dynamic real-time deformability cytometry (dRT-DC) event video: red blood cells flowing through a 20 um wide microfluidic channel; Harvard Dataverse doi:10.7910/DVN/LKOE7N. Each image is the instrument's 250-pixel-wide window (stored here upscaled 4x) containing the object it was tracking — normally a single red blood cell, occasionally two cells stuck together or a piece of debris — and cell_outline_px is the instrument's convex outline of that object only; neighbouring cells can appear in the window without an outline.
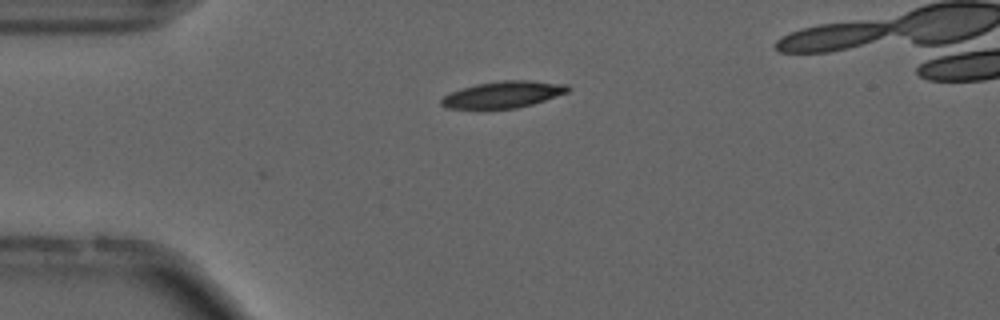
{"species": "common noctule bat (a hibernating species)", "species_latin": "Nyctalus noctula", "temperature_condition": "cold", "stored_images_in_passage": 2, "camera_frame_rate_fps": 3000, "um_per_image_px": 0.085, "animal": {"sex": "male", "forearm_length_mm": 52.5}, "frame": {"image": 1, "passage_image": 2, "time_ms": 0.333, "image_size_px": [1000, 320], "cell_outline_px": [[572, 88], [568, 92], [532, 104], [516, 108], [484, 112], [476, 112], [444, 108], [440, 104], [440, 100], [444, 96], [460, 88], [476, 84], [504, 80], [532, 80], [568, 84]], "centroid_in_image_um": [42.68, 8.09], "position_along_channel_um": 42.3, "area_um2": 20.75}}